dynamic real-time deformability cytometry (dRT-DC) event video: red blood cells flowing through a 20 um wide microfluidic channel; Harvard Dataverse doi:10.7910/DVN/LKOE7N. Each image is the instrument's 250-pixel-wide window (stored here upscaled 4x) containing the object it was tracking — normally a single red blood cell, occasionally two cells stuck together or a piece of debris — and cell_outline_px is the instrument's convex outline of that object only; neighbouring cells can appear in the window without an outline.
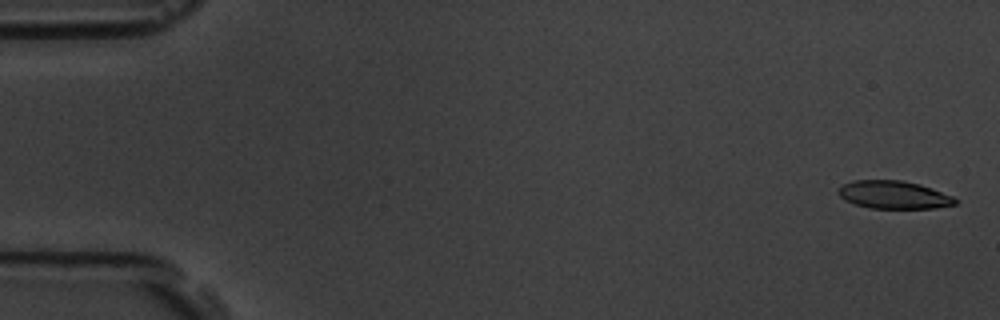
{"species": "common noctule bat (a hibernating species)", "species_latin": "Nyctalus noctula", "temperature_condition": "room temperature", "stored_images_in_passage": 56, "camera_frame_rate_fps": 3000, "um_per_image_px": 0.085, "animal": {"sex": "male", "body_mass_g": 19.5, "forearm_length_mm": 54.6}, "frame": {"image": 1, "passage_image": 2, "time_ms": 0.333, "image_size_px": [1000, 320], "cell_outline_px": [[960, 200], [956, 204], [936, 208], [868, 208], [844, 200], [840, 196], [840, 188], [844, 184], [856, 180], [900, 180], [920, 184], [952, 196]], "centroid_in_image_um": [76.01, 16.56], "position_along_channel_um": 9.0, "area_um2": 18.84}}
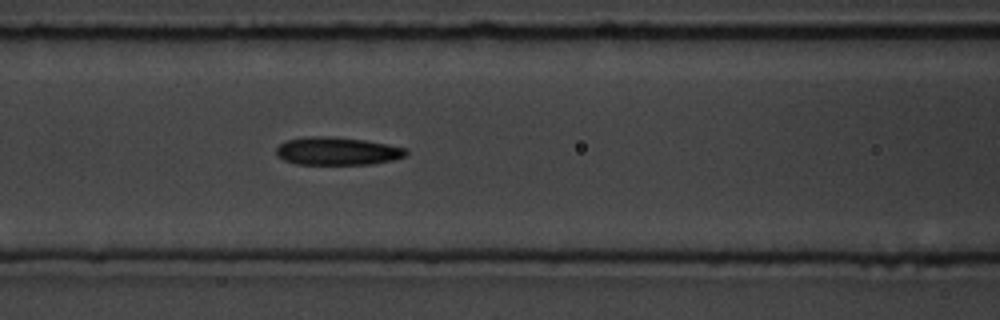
{"frame": {"image": 2, "passage_image": 24, "time_ms": 7.667, "image_size_px": [1000, 320], "cell_outline_px": [[408, 156], [392, 160], [372, 164], [296, 164], [284, 160], [276, 156], [276, 148], [280, 144], [288, 140], [308, 136], [332, 136], [364, 140], [388, 144], [408, 148]], "centroid_in_image_um": [28.7, 12.84], "position_along_channel_um": 137.9, "area_um2": 21.33}}
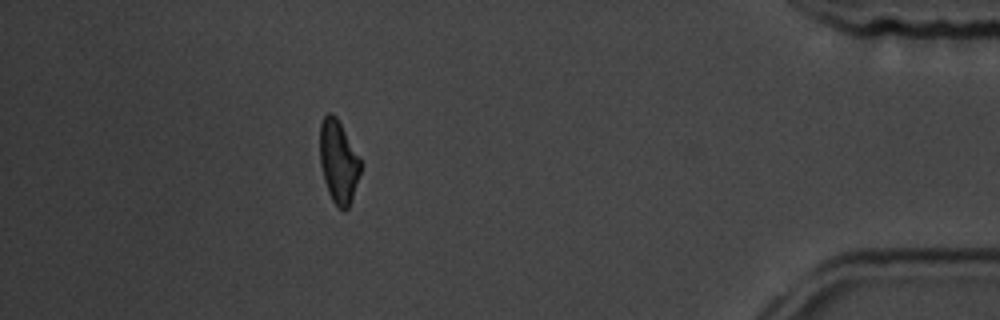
{"frame": {"image": 3, "passage_image": 50, "time_ms": 16.333, "image_size_px": [1000, 320], "cell_outline_px": [[360, 172], [348, 208], [344, 212], [332, 200], [328, 192], [324, 180], [320, 164], [320, 124], [324, 116], [328, 112], [332, 112], [336, 116], [360, 160]], "centroid_in_image_um": [28.73, 13.73], "position_along_channel_um": 406.5, "area_um2": 19.19}, "authors_computed_cell_mechanics": {"area_um2": 20.6635, "velocity_mm_per_s": 3.6844, "shape_relaxation_time_tau1_ms": 3.9769, "shape_relaxation_time_tau2_ms": 1.812, "deformation_change_tau1": 0.1488, "deformation_change_tau2": 0.1071}}